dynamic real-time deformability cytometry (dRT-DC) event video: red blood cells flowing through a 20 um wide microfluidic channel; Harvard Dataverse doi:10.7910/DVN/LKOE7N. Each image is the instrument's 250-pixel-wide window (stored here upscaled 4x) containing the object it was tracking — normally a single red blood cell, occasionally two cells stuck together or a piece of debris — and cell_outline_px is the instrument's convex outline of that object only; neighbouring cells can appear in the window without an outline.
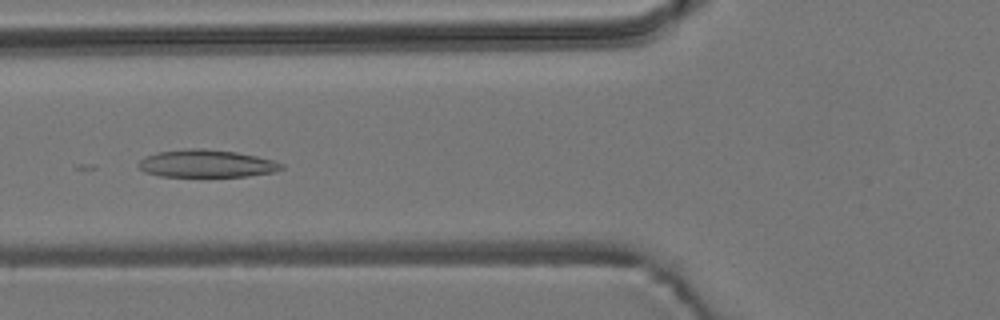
{"species": "common noctule bat (a hibernating species)", "species_latin": "Nyctalus noctula", "temperature_condition": "room temperature", "stored_images_in_passage": 49, "camera_frame_rate_fps": 3000, "um_per_image_px": 0.085, "animal": {"sex": "male", "body_mass_g": 19.2, "forearm_length_mm": 51.8}, "frame": {"image": 1, "passage_image": 21, "time_ms": 6.667, "image_size_px": [1000, 320], "cell_outline_px": [[284, 168], [272, 172], [248, 176], [160, 176], [144, 172], [136, 164], [140, 160], [148, 156], [160, 152], [184, 148], [204, 148], [236, 152], [256, 156], [272, 160], [284, 164]], "centroid_in_image_um": [17.55, 13.9], "position_along_channel_um": 108.3, "area_um2": 22.83}}
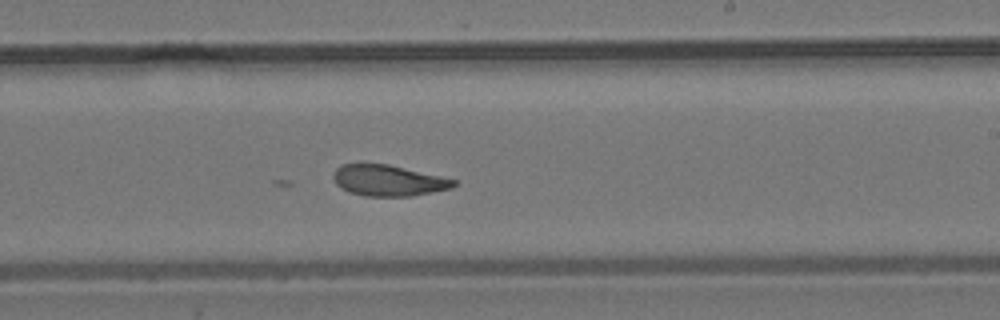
{"frame": {"image": 2, "passage_image": 33, "time_ms": 10.667, "image_size_px": [1000, 320], "cell_outline_px": [[460, 180], [452, 188], [412, 196], [364, 196], [348, 192], [340, 188], [336, 184], [332, 176], [336, 168], [344, 164], [360, 160], [388, 164]], "centroid_in_image_um": [32.97, 15.3], "position_along_channel_um": 256.0, "area_um2": 22.54}}
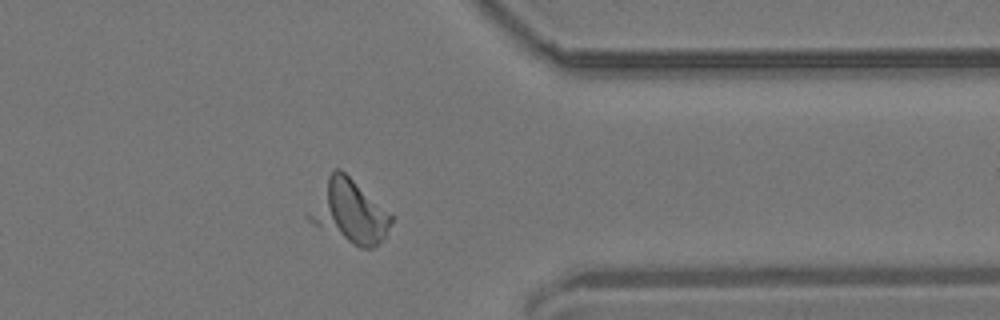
{"frame": {"image": 3, "passage_image": 44, "time_ms": 14.333, "image_size_px": [1000, 320], "cell_outline_px": [[392, 220], [384, 236], [372, 248], [360, 248], [352, 244], [308, 220], [304, 216], [304, 212], [328, 176], [336, 168], [340, 168], [392, 216]], "centroid_in_image_um": [29.61, 17.98], "position_along_channel_um": 381.8, "area_um2": 29.36}}